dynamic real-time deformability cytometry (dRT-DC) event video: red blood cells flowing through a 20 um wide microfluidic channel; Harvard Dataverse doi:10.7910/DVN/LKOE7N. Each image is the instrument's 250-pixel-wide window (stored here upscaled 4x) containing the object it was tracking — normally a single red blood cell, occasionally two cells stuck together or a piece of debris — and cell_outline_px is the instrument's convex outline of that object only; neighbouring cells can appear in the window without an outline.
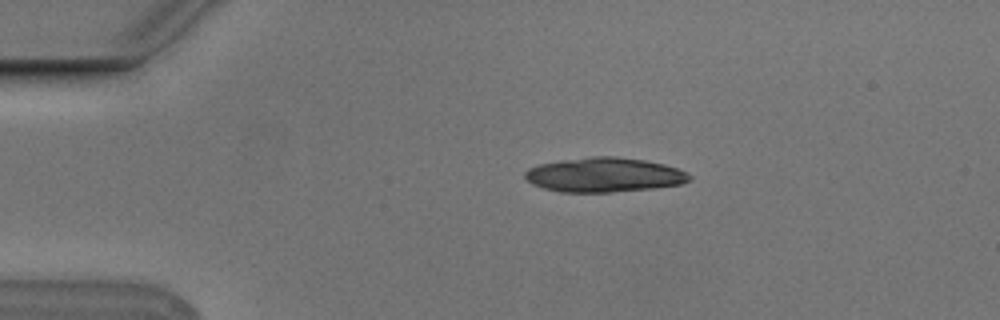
{"species": "Egyptian fruit bat (a non-hibernating species)", "species_latin": "Rousettus aegyptiacus", "temperature_condition": "cold", "stored_images_in_passage": 2, "camera_frame_rate_fps": 3000, "um_per_image_px": 0.085, "animal": {"sex": "male"}, "frame": {"image": 1, "passage_image": 1, "time_ms": 0.0, "image_size_px": [1000, 320], "cell_outline_px": [[692, 180], [684, 184], [656, 188], [612, 192], [560, 192], [544, 188], [532, 184], [524, 176], [524, 172], [528, 168], [540, 164], [560, 160], [592, 156], [616, 156], [644, 160], [664, 164], [688, 172], [692, 176]], "centroid_in_image_um": [51.4, 14.86], "position_along_channel_um": 33.6, "area_um2": 33.35}}